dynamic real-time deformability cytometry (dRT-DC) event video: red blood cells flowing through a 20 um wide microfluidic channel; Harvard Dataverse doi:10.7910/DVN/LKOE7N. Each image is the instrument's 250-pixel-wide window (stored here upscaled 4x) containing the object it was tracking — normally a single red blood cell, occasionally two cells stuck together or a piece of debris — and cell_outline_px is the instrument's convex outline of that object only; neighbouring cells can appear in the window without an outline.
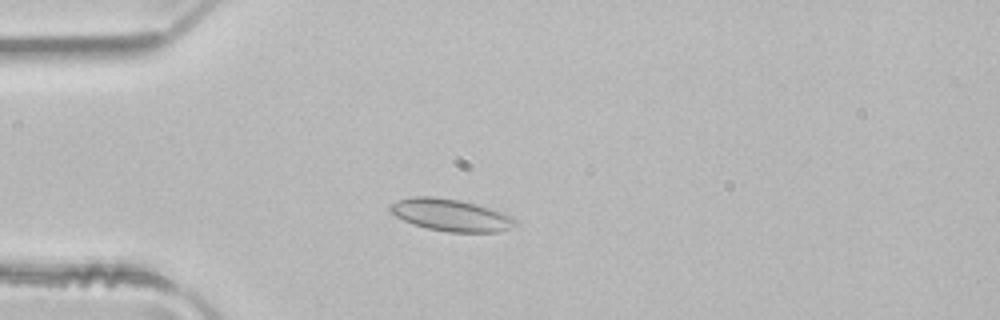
{"species": "common noctule bat (a hibernating species)", "species_latin": "Nyctalus noctula", "temperature_condition": "room temperature", "stored_images_in_passage": 2, "camera_frame_rate_fps": 3000, "um_per_image_px": 0.085, "animal": {"sex": "male", "body_mass_g": 21.5, "forearm_length_mm": 52.0}, "frame": {"image": 1, "passage_image": 2, "time_ms": 0.333, "image_size_px": [1000, 320], "cell_outline_px": [[516, 224], [500, 232], [448, 232], [428, 228], [412, 224], [388, 212], [388, 204], [396, 200], [412, 196], [436, 196], [460, 200], [476, 204], [512, 216], [516, 220]], "centroid_in_image_um": [38.24, 18.26], "position_along_channel_um": 46.8, "area_um2": 23.52}}